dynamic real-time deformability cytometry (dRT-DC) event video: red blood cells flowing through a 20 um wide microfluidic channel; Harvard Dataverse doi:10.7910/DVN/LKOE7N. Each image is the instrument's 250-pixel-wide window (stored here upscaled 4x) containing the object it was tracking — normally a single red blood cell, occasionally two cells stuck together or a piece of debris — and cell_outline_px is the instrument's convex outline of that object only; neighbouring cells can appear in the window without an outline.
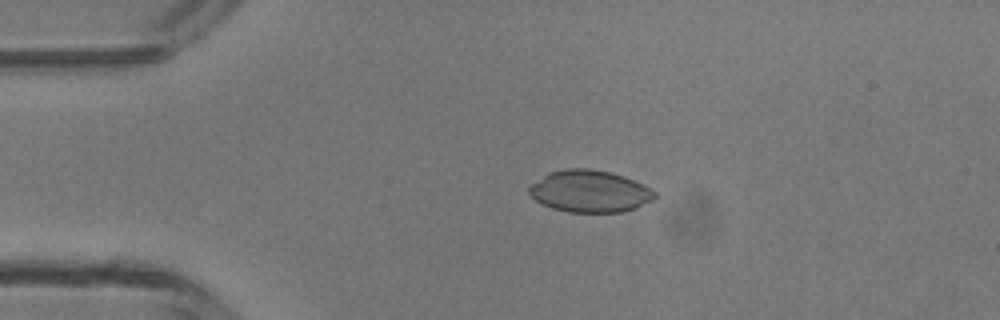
{"species": "common noctule bat (a hibernating species)", "species_latin": "Nyctalus noctula", "temperature_condition": "room temperature", "stored_images_in_passage": 5, "camera_frame_rate_fps": 3000, "um_per_image_px": 0.085, "animal": {"sex": "male", "body_mass_g": 13.3}, "frame": {"image": 1, "passage_image": 3, "time_ms": 3.0, "image_size_px": [1000, 320], "cell_outline_px": [[656, 196], [652, 200], [636, 208], [624, 212], [568, 212], [552, 208], [536, 200], [528, 192], [528, 188], [532, 184], [548, 172], [564, 168], [592, 168], [612, 172], [624, 176], [656, 192]], "centroid_in_image_um": [50.12, 16.25], "position_along_channel_um": 34.9, "area_um2": 30.69}}